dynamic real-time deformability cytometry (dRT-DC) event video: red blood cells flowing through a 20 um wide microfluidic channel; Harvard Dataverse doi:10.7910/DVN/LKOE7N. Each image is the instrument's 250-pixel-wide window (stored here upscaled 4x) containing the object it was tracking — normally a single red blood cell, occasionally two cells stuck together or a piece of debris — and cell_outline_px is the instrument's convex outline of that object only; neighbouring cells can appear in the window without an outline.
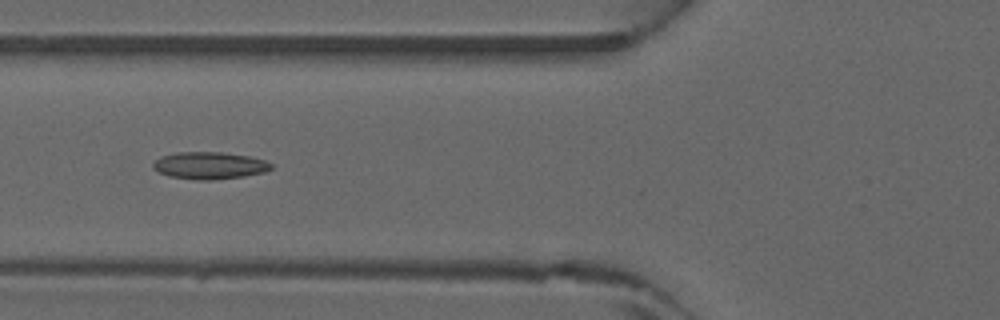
{"species": "common noctule bat (a hibernating species)", "species_latin": "Nyctalus noctula", "temperature_condition": "warm", "stored_images_in_passage": 45, "camera_frame_rate_fps": 3000, "um_per_image_px": 0.085, "animal": {"sex": "male", "forearm_length_mm": 52.5}, "frame": {"image": 1, "passage_image": 17, "time_ms": 5.333, "image_size_px": [1000, 320], "cell_outline_px": [[272, 168], [264, 172], [244, 176], [212, 180], [196, 180], [168, 176], [152, 168], [152, 164], [160, 156], [180, 152], [220, 152], [248, 156], [264, 160], [272, 164]], "centroid_in_image_um": [17.78, 14.07], "position_along_channel_um": 108.0, "area_um2": 18.61}}
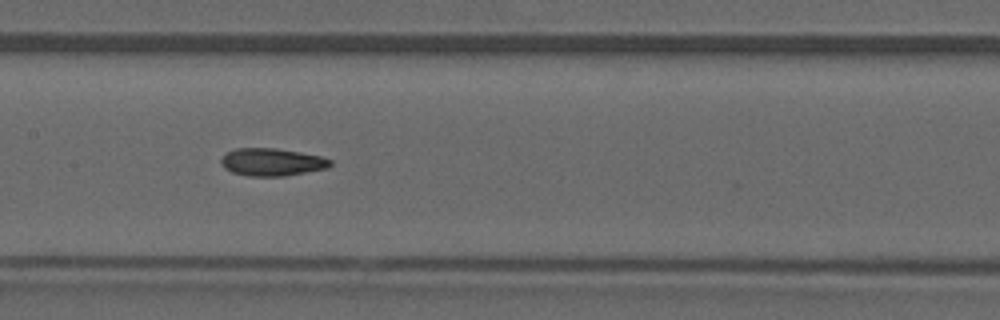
{"frame": {"image": 2, "passage_image": 22, "time_ms": 7.0, "image_size_px": [1000, 320], "cell_outline_px": [[332, 164], [328, 168], [284, 176], [248, 176], [232, 172], [224, 168], [220, 160], [228, 152], [236, 148], [276, 148], [300, 152], [320, 156], [332, 160]], "centroid_in_image_um": [23.13, 13.78], "position_along_channel_um": 184.3, "area_um2": 17.51}}
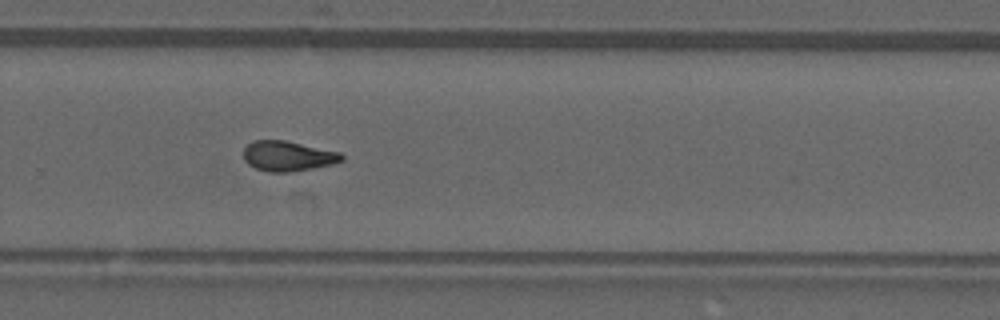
{"frame": {"image": 3, "passage_image": 30, "time_ms": 9.667, "image_size_px": [1000, 320], "cell_outline_px": [[344, 160], [332, 164], [292, 172], [268, 172], [256, 168], [248, 164], [244, 160], [244, 148], [252, 140], [284, 140], [340, 152], [344, 156]], "centroid_in_image_um": [24.46, 13.26], "position_along_channel_um": 305.3, "area_um2": 17.22}}